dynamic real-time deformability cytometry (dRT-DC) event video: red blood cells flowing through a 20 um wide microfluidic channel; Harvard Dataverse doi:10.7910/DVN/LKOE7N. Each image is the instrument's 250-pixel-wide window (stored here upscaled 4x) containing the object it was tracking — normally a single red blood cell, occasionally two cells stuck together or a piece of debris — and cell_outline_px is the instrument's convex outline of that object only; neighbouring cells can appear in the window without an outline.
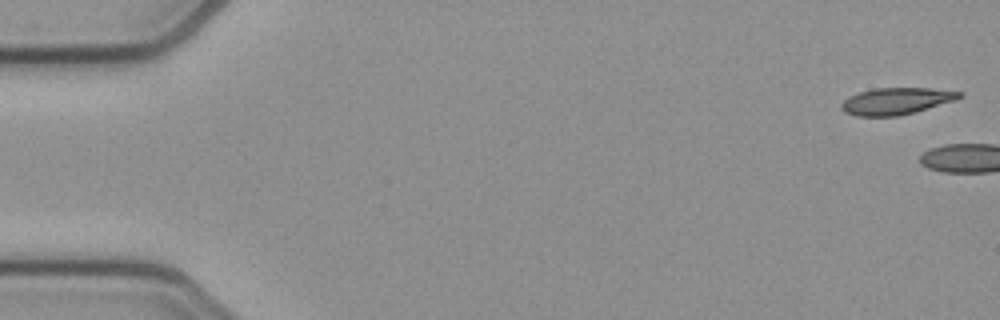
{"species": "common noctule bat (a hibernating species)", "species_latin": "Nyctalus noctula", "temperature_condition": "cold", "stored_images_in_passage": 3, "camera_frame_rate_fps": 3000, "um_per_image_px": 0.085, "animal": {"sex": "female", "body_mass_g": 21.9}, "frame": {"image": 1, "passage_image": 1, "time_ms": 0.0, "image_size_px": [1000, 320], "cell_outline_px": [[964, 96], [956, 100], [916, 112], [896, 116], [856, 116], [844, 112], [840, 108], [840, 104], [848, 96], [872, 88], [932, 88], [964, 92]], "centroid_in_image_um": [76.2, 8.59], "position_along_channel_um": 8.8, "area_um2": 18.67}}